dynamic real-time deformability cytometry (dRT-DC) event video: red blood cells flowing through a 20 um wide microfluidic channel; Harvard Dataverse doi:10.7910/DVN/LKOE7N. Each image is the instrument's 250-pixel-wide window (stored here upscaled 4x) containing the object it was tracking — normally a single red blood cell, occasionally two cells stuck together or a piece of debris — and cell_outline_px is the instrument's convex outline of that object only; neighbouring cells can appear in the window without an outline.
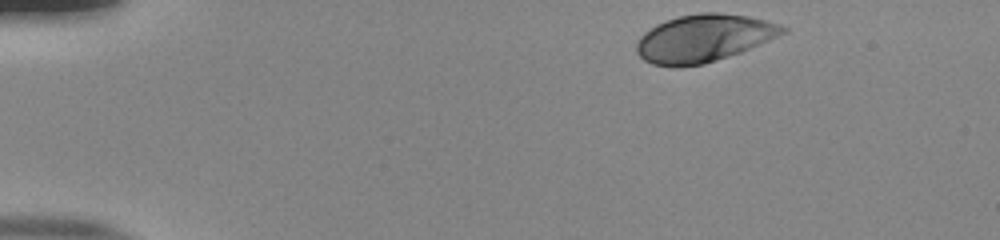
{"species": "human", "species_latin": "Homo sapiens", "temperature_condition": "room temperature", "stored_images_in_passage": 38, "camera_frame_rate_fps": 3000, "um_per_image_px": 0.085, "donor": {"sex": "male"}, "frame": {"image": 1, "passage_image": 1, "time_ms": 0.0, "image_size_px": [1000, 240], "cell_outline_px": [[788, 32], [740, 52], [704, 64], [676, 68], [652, 64], [644, 60], [636, 52], [636, 44], [640, 36], [644, 32], [656, 24], [680, 16], [700, 12], [716, 12], [748, 16], [780, 24], [788, 28]], "centroid_in_image_um": [59.8, 3.26], "position_along_channel_um": 25.2, "area_um2": 40.46}}
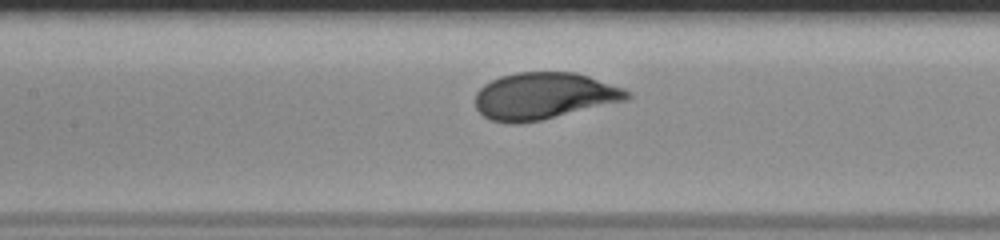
{"frame": {"image": 2, "passage_image": 19, "time_ms": 6.0, "image_size_px": [1000, 240], "cell_outline_px": [[632, 96], [628, 100], [540, 120], [520, 124], [508, 124], [492, 120], [484, 116], [476, 108], [476, 92], [484, 84], [500, 76], [516, 72], [576, 72], [624, 88], [632, 92]], "centroid_in_image_um": [46.25, 8.15], "position_along_channel_um": 161.2, "area_um2": 41.5}}
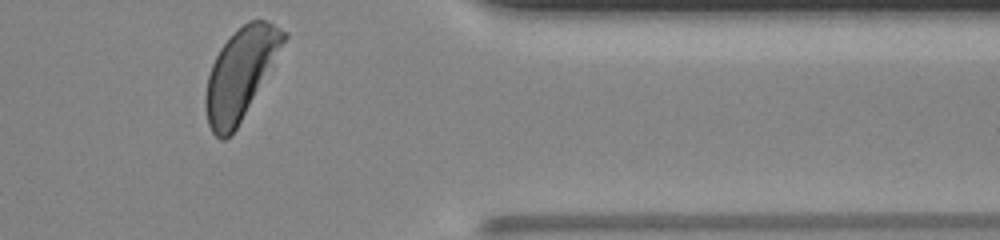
{"frame": {"image": 3, "passage_image": 38, "time_ms": 12.333, "image_size_px": [1000, 240], "cell_outline_px": [[288, 36], [236, 128], [224, 140], [220, 140], [212, 132], [208, 124], [204, 104], [204, 96], [208, 76], [212, 64], [220, 48], [248, 20], [268, 20], [288, 32]], "centroid_in_image_um": [20.42, 6.25], "position_along_channel_um": 391.0, "area_um2": 40.06}, "authors_computed_cell_mechanics": {"area_um2": 41.0958, "velocity_mm_per_s": 3.844, "shape_relaxation_time_tau1_ms": 2.7265, "shape_relaxation_time_tau2_ms": null, "deformation_change_tau1": 0.1611, "deformation_change_tau2": null}}